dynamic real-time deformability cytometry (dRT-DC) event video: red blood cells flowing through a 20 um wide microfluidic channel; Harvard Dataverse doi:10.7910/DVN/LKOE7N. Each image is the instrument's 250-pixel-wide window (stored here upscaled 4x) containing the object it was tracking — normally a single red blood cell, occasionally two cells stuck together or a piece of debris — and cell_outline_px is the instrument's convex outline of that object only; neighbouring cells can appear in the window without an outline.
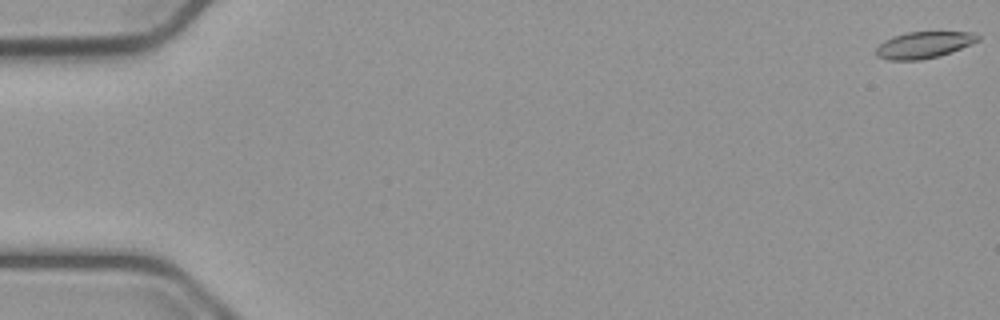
{"species": "common noctule bat (a hibernating species)", "species_latin": "Nyctalus noctula", "temperature_condition": "cold", "stored_images_in_passage": 56, "camera_frame_rate_fps": 3000, "um_per_image_px": 0.085, "animal": {"sex": "male", "body_mass_g": 23.1, "forearm_length_mm": 52.7}, "frame": {"image": 1, "passage_image": 1, "time_ms": 0.0, "image_size_px": [1000, 320], "cell_outline_px": [[980, 40], [972, 44], [936, 56], [920, 60], [888, 60], [876, 56], [876, 48], [884, 40], [892, 36], [908, 32], [976, 32], [980, 36]], "centroid_in_image_um": [78.51, 3.81], "position_along_channel_um": 6.5, "area_um2": 15.66}}
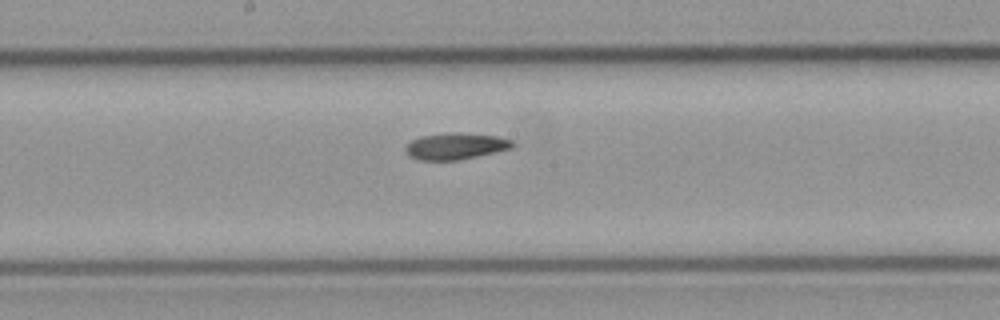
{"frame": {"image": 2, "passage_image": 30, "time_ms": 9.667, "image_size_px": [1000, 320], "cell_outline_px": [[516, 144], [512, 148], [460, 160], [416, 160], [408, 156], [404, 148], [412, 140], [420, 136], [452, 132], [496, 136], [512, 140]], "centroid_in_image_um": [38.71, 12.43], "position_along_channel_um": 209.5, "area_um2": 16.53}}
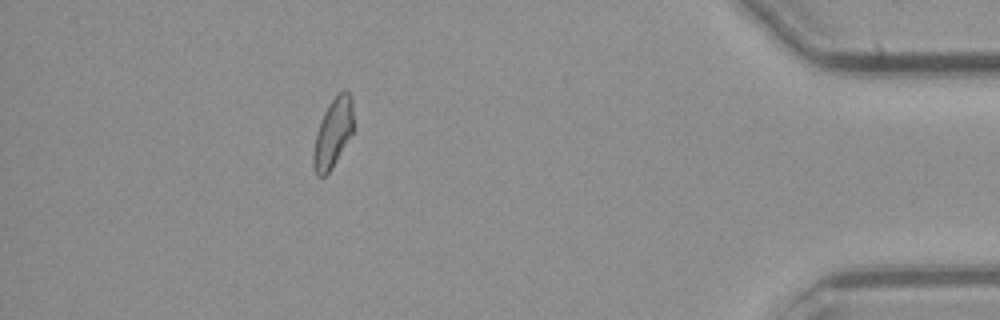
{"frame": {"image": 3, "passage_image": 50, "time_ms": 16.333, "image_size_px": [1000, 320], "cell_outline_px": [[352, 132], [332, 168], [324, 176], [316, 176], [312, 164], [312, 156], [316, 132], [320, 120], [328, 104], [336, 92], [344, 88], [348, 92], [352, 100]], "centroid_in_image_um": [28.27, 11.27], "position_along_channel_um": 406.9, "area_um2": 16.18}, "authors_computed_cell_mechanics": {"area_um2": 16.5597, "velocity_mm_per_s": 3.7483, "shape_relaxation_time_tau1_ms": 6.9938, "shape_relaxation_time_tau2_ms": 4.0632, "deformation_change_tau1": 0.1451, "deformation_change_tau2": 0.1114}}